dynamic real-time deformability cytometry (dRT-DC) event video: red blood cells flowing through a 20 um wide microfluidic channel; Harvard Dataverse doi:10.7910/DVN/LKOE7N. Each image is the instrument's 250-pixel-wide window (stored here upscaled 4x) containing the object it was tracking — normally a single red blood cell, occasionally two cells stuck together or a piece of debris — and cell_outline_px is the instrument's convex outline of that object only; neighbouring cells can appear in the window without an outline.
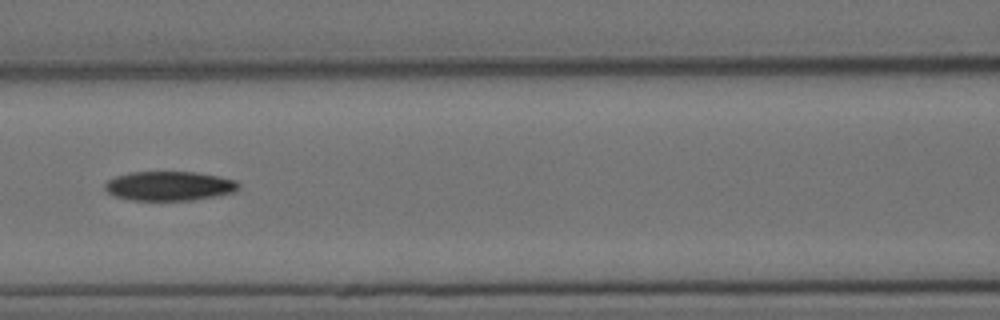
{"species": "Egyptian fruit bat (a non-hibernating species)", "species_latin": "Rousettus aegyptiacus", "temperature_condition": "cold", "stored_images_in_passage": 57, "camera_frame_rate_fps": 3000, "um_per_image_px": 0.085, "animal": {"sex": "female"}, "frame": {"image": 1, "passage_image": 25, "time_ms": 8.0, "image_size_px": [1000, 320], "cell_outline_px": [[240, 188], [236, 192], [220, 196], [192, 200], [128, 200], [116, 196], [108, 192], [104, 188], [104, 184], [108, 180], [116, 176], [128, 172], [192, 172], [220, 176], [236, 180], [240, 184]], "centroid_in_image_um": [14.44, 15.81], "position_along_channel_um": 152.2, "area_um2": 23.12}}
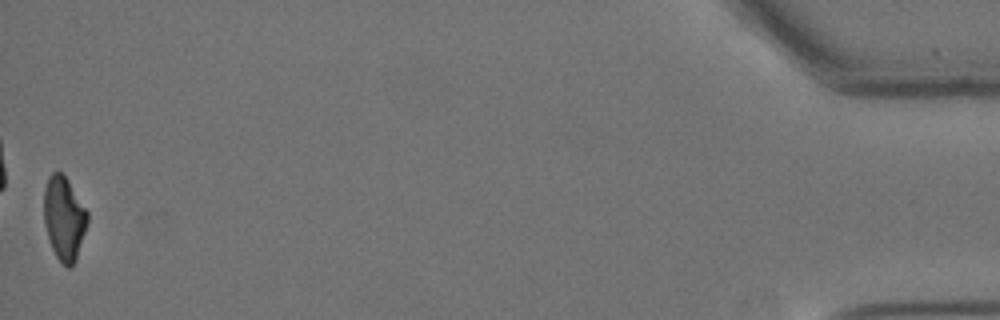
{"frame": {"image": 2, "passage_image": 57, "time_ms": 18.667, "image_size_px": [1000, 320], "cell_outline_px": [[88, 220], [76, 260], [68, 268], [60, 264], [52, 248], [44, 224], [44, 188], [48, 176], [52, 172], [60, 172], [68, 180], [88, 212]], "centroid_in_image_um": [5.43, 18.56], "position_along_channel_um": 429.8, "area_um2": 21.15}, "authors_computed_cell_mechanics": {"area_um2": 22.5998, "velocity_mm_per_s": 3.5018, "shape_relaxation_time_tau1_ms": 7.7712, "shape_relaxation_time_tau2_ms": null, "deformation_change_tau1": 0.2053, "deformation_change_tau2": null}}